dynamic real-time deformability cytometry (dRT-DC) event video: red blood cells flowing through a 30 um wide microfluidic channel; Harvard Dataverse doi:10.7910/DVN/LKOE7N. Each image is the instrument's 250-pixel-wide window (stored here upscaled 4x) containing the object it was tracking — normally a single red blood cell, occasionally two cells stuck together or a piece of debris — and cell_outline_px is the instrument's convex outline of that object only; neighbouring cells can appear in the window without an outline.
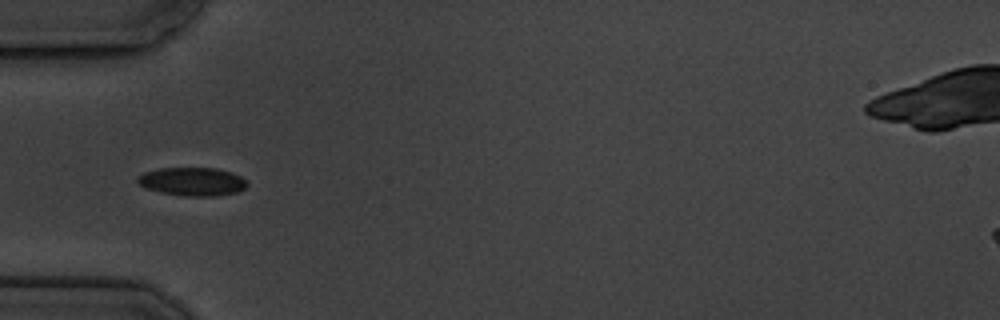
{"species": "common noctule bat (a hibernating species)", "species_latin": "Nyctalus noctula", "temperature_condition": "cold", "stored_images_in_passage": 5, "camera_frame_rate_fps": 3000, "um_per_image_px": 0.085, "animal": {"sex": "male", "body_mass_g": 19.5, "forearm_length_mm": 54.6}, "frame": {"image": 1, "passage_image": 3, "time_ms": 2.667, "image_size_px": [1000, 320], "cell_outline_px": [[248, 184], [244, 188], [236, 192], [216, 196], [184, 196], [160, 192], [148, 188], [140, 184], [136, 180], [136, 176], [144, 172], [160, 168], [216, 168], [232, 172], [248, 180]], "centroid_in_image_um": [16.36, 15.43], "position_along_channel_um": 68.6, "area_um2": 18.15}}
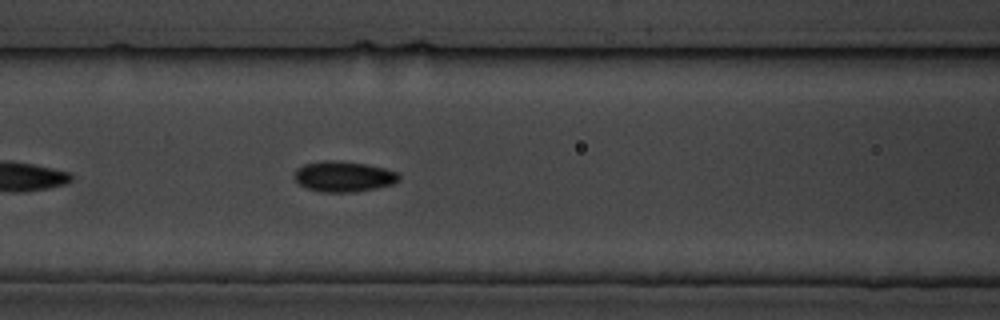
{"frame": {"image": 2, "passage_image": 5, "time_ms": 4.667, "image_size_px": [1000, 320], "cell_outline_px": [[400, 180], [392, 184], [376, 188], [356, 192], [320, 192], [308, 188], [300, 184], [292, 176], [296, 168], [304, 164], [332, 160], [364, 164], [384, 168], [396, 172], [400, 176]], "centroid_in_image_um": [29.19, 15.01], "position_along_channel_um": 137.4, "area_um2": 18.5}}